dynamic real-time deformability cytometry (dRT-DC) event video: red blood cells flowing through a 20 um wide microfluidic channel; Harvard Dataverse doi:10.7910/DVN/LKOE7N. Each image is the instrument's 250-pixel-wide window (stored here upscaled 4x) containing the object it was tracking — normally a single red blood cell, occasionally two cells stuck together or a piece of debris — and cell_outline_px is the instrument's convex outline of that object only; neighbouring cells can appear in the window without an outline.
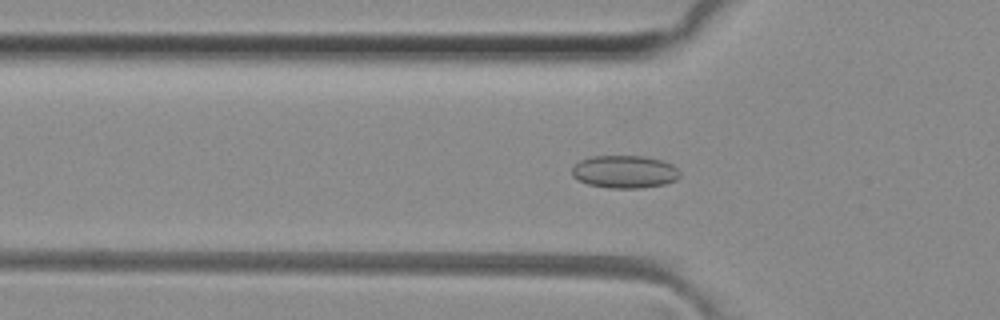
{"species": "common noctule bat (a hibernating species)", "species_latin": "Nyctalus noctula", "temperature_condition": "room temperature", "stored_images_in_passage": 40, "camera_frame_rate_fps": 3000, "um_per_image_px": 0.085, "animal": {"sex": "female", "body_mass_g": 29.2, "forearm_length_mm": 56.3}, "frame": {"image": 1, "passage_image": 11, "time_ms": 3.333, "image_size_px": [1000, 320], "cell_outline_px": [[680, 176], [676, 180], [664, 184], [640, 188], [608, 188], [588, 184], [572, 176], [572, 168], [580, 160], [592, 156], [644, 156], [660, 160], [672, 164], [680, 172]], "centroid_in_image_um": [53.09, 14.6], "position_along_channel_um": 72.7, "area_um2": 20.52}}
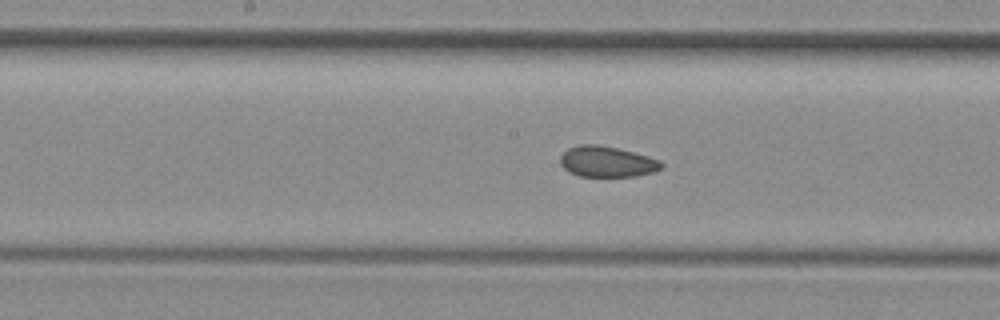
{"frame": {"image": 2, "passage_image": 20, "time_ms": 6.333, "image_size_px": [1000, 320], "cell_outline_px": [[664, 168], [652, 172], [636, 176], [580, 176], [568, 172], [560, 164], [560, 156], [568, 148], [580, 144], [596, 144], [616, 148], [648, 156], [660, 160], [664, 164]], "centroid_in_image_um": [51.59, 13.74], "position_along_channel_um": 196.6, "area_um2": 18.15}}
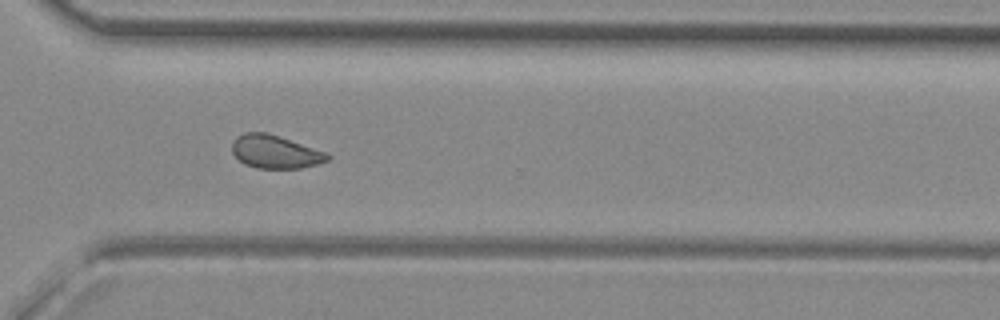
{"frame": {"image": 3, "passage_image": 31, "time_ms": 10.0, "image_size_px": [1000, 320], "cell_outline_px": [[332, 156], [328, 160], [316, 164], [300, 168], [256, 168], [244, 164], [232, 152], [232, 144], [236, 136], [244, 132], [268, 132], [328, 152]], "centroid_in_image_um": [23.41, 12.89], "position_along_channel_um": 347.2, "area_um2": 18.61}, "authors_computed_cell_mechanics": {"area_um2": 18.6694, "velocity_mm_per_s": 4.1222, "shape_relaxation_time_tau1_ms": null, "shape_relaxation_time_tau2_ms": 2.9304, "deformation_change_tau1": null, "deformation_change_tau2": 0.0763}}